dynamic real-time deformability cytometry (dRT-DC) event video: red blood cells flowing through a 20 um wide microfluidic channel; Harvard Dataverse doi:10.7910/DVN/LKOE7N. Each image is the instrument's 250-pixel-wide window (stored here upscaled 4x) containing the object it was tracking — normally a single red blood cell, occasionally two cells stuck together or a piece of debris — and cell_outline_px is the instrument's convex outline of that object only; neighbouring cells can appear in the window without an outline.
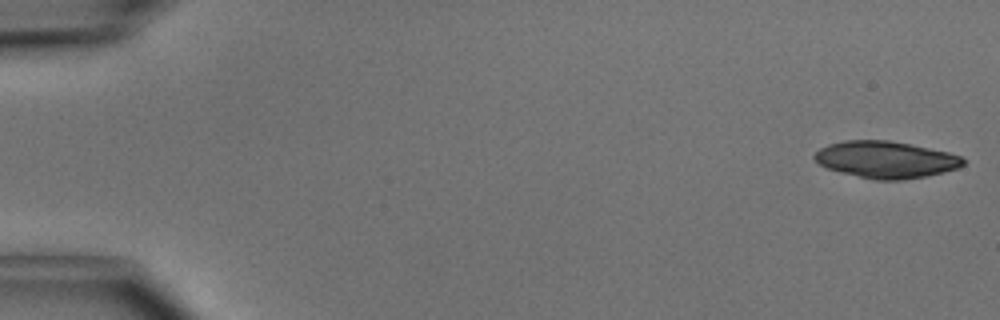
{"species": "common noctule bat (a hibernating species)", "species_latin": "Nyctalus noctula", "temperature_condition": "cold", "stored_images_in_passage": 48, "camera_frame_rate_fps": 3000, "um_per_image_px": 0.085, "animal": {"sex": "male", "body_mass_g": 15.6}, "frame": {"image": 1, "passage_image": 1, "time_ms": 0.0, "image_size_px": [1000, 320], "cell_outline_px": [[968, 160], [960, 168], [944, 172], [924, 176], [900, 180], [876, 180], [840, 172], [828, 168], [820, 164], [812, 156], [820, 148], [828, 144], [844, 140], [888, 140], [912, 144], [948, 152], [960, 156]], "centroid_in_image_um": [75.32, 13.56], "position_along_channel_um": 9.7, "area_um2": 31.96}}
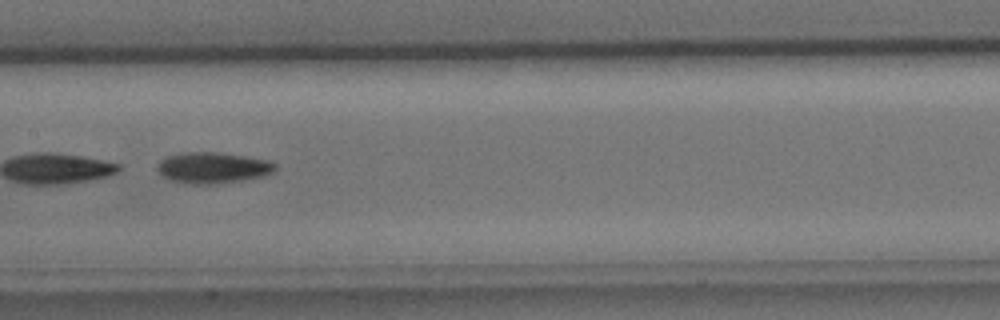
{"frame": {"image": 2, "passage_image": 25, "time_ms": 8.0, "image_size_px": [1000, 320], "cell_outline_px": [[276, 168], [272, 172], [264, 176], [244, 180], [208, 184], [196, 184], [172, 180], [164, 176], [156, 168], [156, 164], [160, 160], [168, 156], [184, 152], [220, 152], [248, 156], [268, 160], [276, 164]], "centroid_in_image_um": [18.11, 14.24], "position_along_channel_um": 189.3, "area_um2": 21.27}}